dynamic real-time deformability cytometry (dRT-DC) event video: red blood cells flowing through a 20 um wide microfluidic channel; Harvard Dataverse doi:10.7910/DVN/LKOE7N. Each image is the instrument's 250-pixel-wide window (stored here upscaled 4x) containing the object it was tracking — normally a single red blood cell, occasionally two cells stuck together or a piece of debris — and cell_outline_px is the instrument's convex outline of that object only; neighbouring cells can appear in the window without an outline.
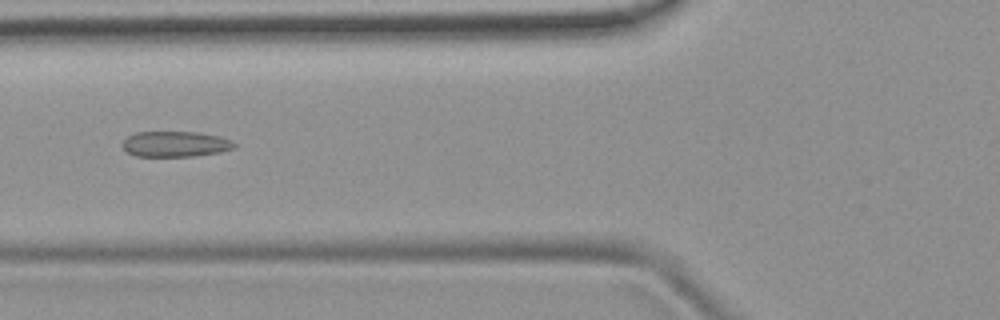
{"species": "common noctule bat (a hibernating species)", "species_latin": "Nyctalus noctula", "temperature_condition": "room temperature", "stored_images_in_passage": 46, "camera_frame_rate_fps": 3000, "um_per_image_px": 0.085, "animal": {"sex": "female", "body_mass_g": 19.9}, "frame": {"image": 1, "passage_image": 14, "time_ms": 4.333, "image_size_px": [1000, 320], "cell_outline_px": [[236, 148], [220, 152], [196, 156], [136, 156], [128, 152], [120, 144], [128, 136], [136, 132], [196, 132], [220, 136], [236, 144]], "centroid_in_image_um": [14.9, 12.24], "position_along_channel_um": 110.9, "area_um2": 16.65}}
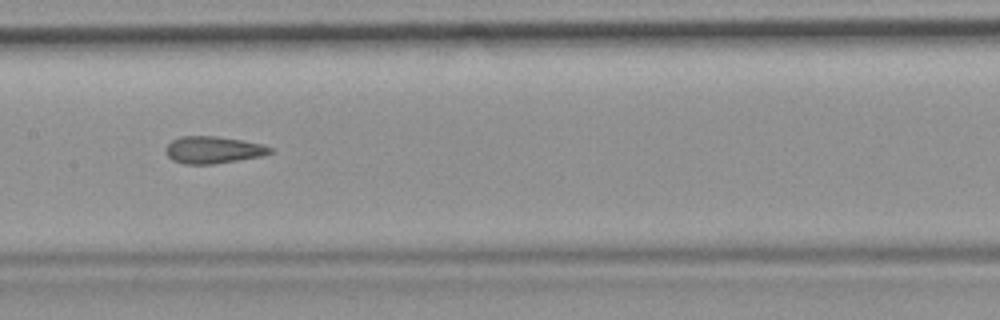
{"frame": {"image": 2, "passage_image": 20, "time_ms": 6.333, "image_size_px": [1000, 320], "cell_outline_px": [[276, 152], [264, 156], [212, 164], [184, 164], [172, 160], [164, 152], [164, 148], [172, 140], [180, 136], [216, 136], [264, 144], [272, 148]], "centroid_in_image_um": [18.14, 12.74], "position_along_channel_um": 189.3, "area_um2": 16.7}, "authors_computed_cell_mechanics": {"area_um2": 16.9354, "velocity_mm_per_s": 3.9074, "shape_relaxation_time_tau1_ms": null, "shape_relaxation_time_tau2_ms": 1.5141, "deformation_change_tau1": null, "deformation_change_tau2": 0.0874}}